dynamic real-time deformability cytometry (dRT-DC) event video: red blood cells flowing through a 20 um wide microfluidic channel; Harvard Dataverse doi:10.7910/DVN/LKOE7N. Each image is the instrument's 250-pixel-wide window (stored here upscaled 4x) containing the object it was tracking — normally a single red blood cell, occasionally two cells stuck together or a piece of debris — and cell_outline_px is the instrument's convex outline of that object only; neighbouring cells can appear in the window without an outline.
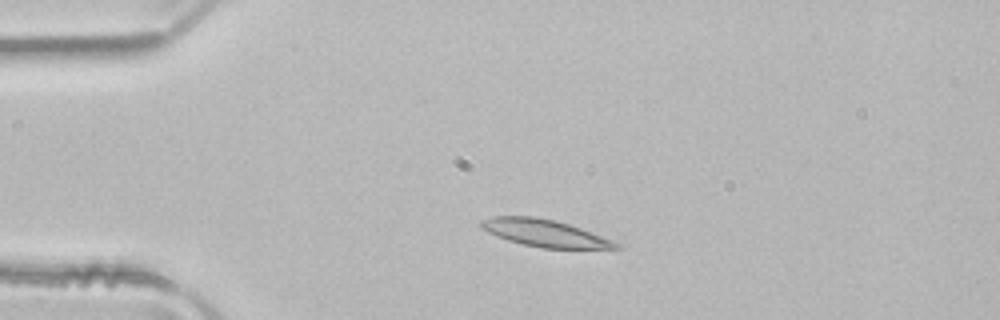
{"species": "common noctule bat (a hibernating species)", "species_latin": "Nyctalus noctula", "temperature_condition": "room temperature", "stored_images_in_passage": 3, "camera_frame_rate_fps": 3000, "um_per_image_px": 0.085, "animal": {"sex": "male", "body_mass_g": 21.5, "forearm_length_mm": 52.0}, "frame": {"image": 1, "passage_image": 1, "time_ms": 0.0, "image_size_px": [1000, 320], "cell_outline_px": [[624, 248], [540, 248], [508, 240], [496, 236], [480, 228], [480, 220], [492, 216], [536, 216], [556, 220], [580, 228], [612, 240], [620, 244]], "centroid_in_image_um": [46.26, 19.8], "position_along_channel_um": 38.7, "area_um2": 21.27}}
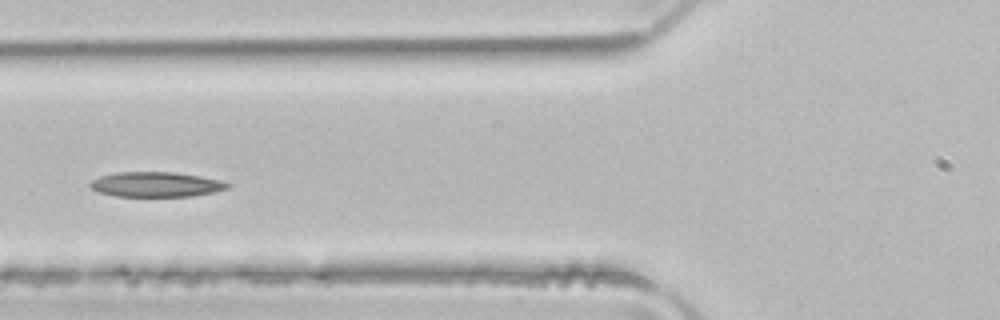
{"frame": {"image": 2, "passage_image": 3, "time_ms": 0.667, "image_size_px": [1000, 320], "cell_outline_px": [[232, 184], [228, 188], [212, 192], [192, 196], [116, 196], [96, 192], [88, 184], [92, 180], [100, 176], [116, 172], [172, 172], [200, 176], [220, 180]], "centroid_in_image_um": [13.23, 15.67], "position_along_channel_um": 112.6, "area_um2": 19.94}}